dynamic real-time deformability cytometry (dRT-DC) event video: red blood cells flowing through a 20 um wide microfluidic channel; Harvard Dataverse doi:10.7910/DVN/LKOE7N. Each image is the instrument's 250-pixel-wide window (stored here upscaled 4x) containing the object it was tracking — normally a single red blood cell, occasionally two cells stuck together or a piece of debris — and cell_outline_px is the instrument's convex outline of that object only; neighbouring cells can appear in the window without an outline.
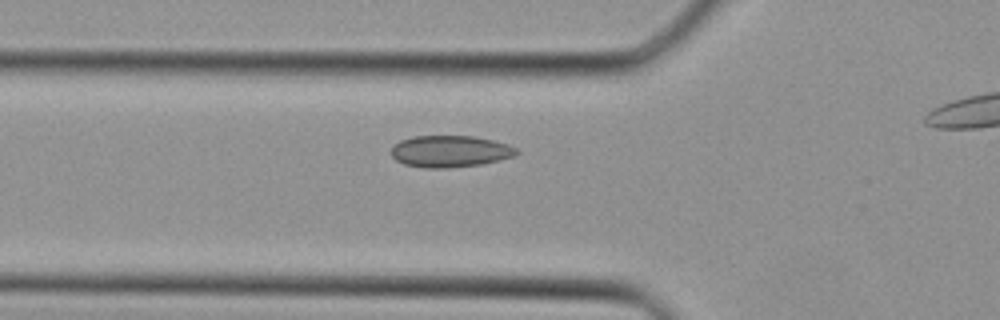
{"species": "Egyptian fruit bat (a non-hibernating species)", "species_latin": "Rousettus aegyptiacus", "temperature_condition": "cold", "stored_images_in_passage": 29, "camera_frame_rate_fps": 3000, "um_per_image_px": 0.085, "animal": {"sex": "female"}, "frame": {"image": 1, "passage_image": 10, "time_ms": 3.0, "image_size_px": [1000, 320], "cell_outline_px": [[520, 152], [516, 156], [480, 164], [448, 168], [424, 168], [404, 164], [396, 160], [388, 152], [400, 140], [416, 136], [472, 136], [492, 140], [508, 144], [516, 148]], "centroid_in_image_um": [38.25, 12.87], "position_along_channel_um": 87.6, "area_um2": 23.18}}
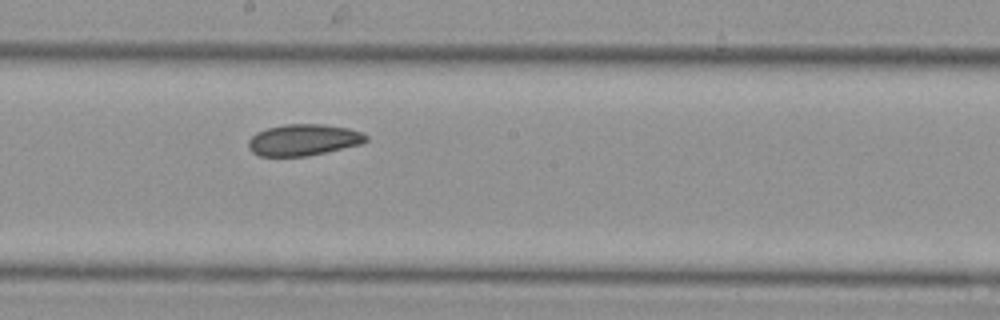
{"frame": {"image": 2, "passage_image": 18, "time_ms": 5.667, "image_size_px": [1000, 320], "cell_outline_px": [[368, 140], [360, 144], [308, 156], [260, 156], [252, 152], [248, 148], [248, 140], [256, 132], [268, 128], [284, 124], [324, 124], [348, 128], [360, 132], [368, 136]], "centroid_in_image_um": [25.77, 11.89], "position_along_channel_um": 222.4, "area_um2": 21.5}}
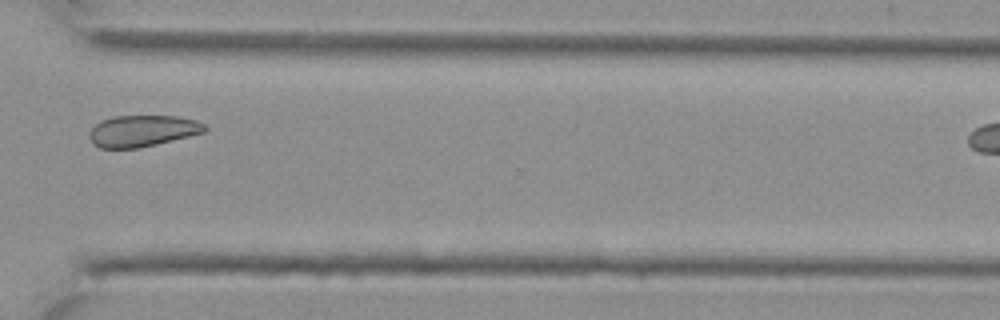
{"frame": {"image": 3, "passage_image": 26, "time_ms": 8.333, "image_size_px": [1000, 320], "cell_outline_px": [[208, 128], [204, 132], [140, 148], [100, 148], [92, 144], [88, 136], [88, 132], [100, 120], [112, 116], [180, 116], [196, 120], [204, 124]], "centroid_in_image_um": [12.07, 11.12], "position_along_channel_um": 358.5, "area_um2": 21.27}}